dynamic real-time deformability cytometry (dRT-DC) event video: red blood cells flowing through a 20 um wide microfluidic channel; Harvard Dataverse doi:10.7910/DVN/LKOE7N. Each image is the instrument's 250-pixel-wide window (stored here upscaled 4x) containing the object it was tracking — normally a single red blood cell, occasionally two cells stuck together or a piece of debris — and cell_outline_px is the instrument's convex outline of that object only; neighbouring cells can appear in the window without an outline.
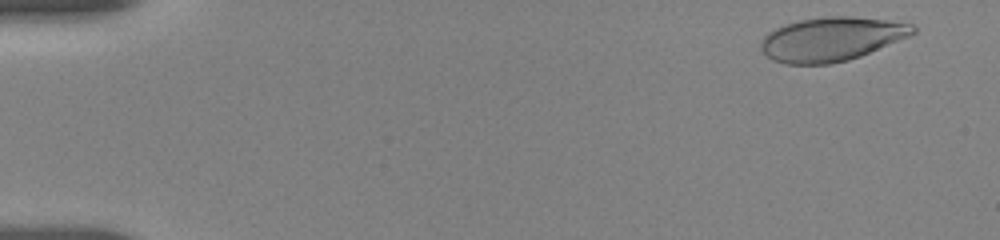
{"species": "human", "species_latin": "Homo sapiens", "temperature_condition": "room temperature", "stored_images_in_passage": 23, "camera_frame_rate_fps": 3000, "um_per_image_px": 0.085, "donor": {"sex": "female"}, "frame": {"image": 1, "passage_image": 5, "time_ms": 0.667, "image_size_px": [1000, 240], "cell_outline_px": [[916, 32], [908, 36], [860, 56], [848, 60], [828, 64], [788, 64], [776, 60], [768, 56], [760, 48], [760, 44], [764, 36], [768, 32], [784, 24], [800, 20], [824, 16], [848, 16], [884, 20], [912, 24], [916, 28]], "centroid_in_image_um": [70.65, 3.31], "position_along_channel_um": 14.3, "area_um2": 38.44}}
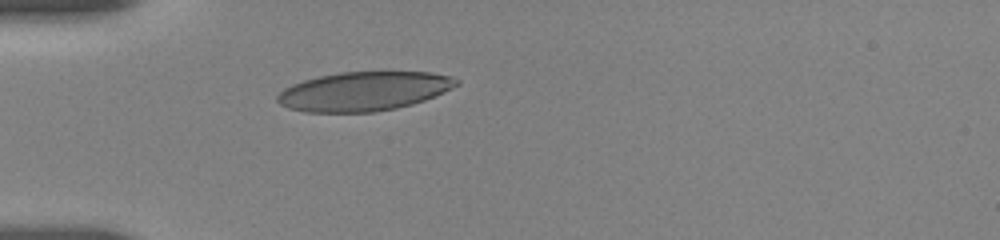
{"frame": {"image": 2, "passage_image": 21, "time_ms": 5.0, "image_size_px": [1000, 240], "cell_outline_px": [[460, 84], [452, 88], [424, 100], [412, 104], [396, 108], [372, 112], [304, 112], [288, 108], [280, 104], [276, 100], [276, 96], [284, 88], [292, 84], [304, 80], [320, 76], [340, 72], [428, 72], [448, 76], [460, 80]], "centroid_in_image_um": [30.9, 7.76], "position_along_channel_um": 54.1, "area_um2": 40.63}}